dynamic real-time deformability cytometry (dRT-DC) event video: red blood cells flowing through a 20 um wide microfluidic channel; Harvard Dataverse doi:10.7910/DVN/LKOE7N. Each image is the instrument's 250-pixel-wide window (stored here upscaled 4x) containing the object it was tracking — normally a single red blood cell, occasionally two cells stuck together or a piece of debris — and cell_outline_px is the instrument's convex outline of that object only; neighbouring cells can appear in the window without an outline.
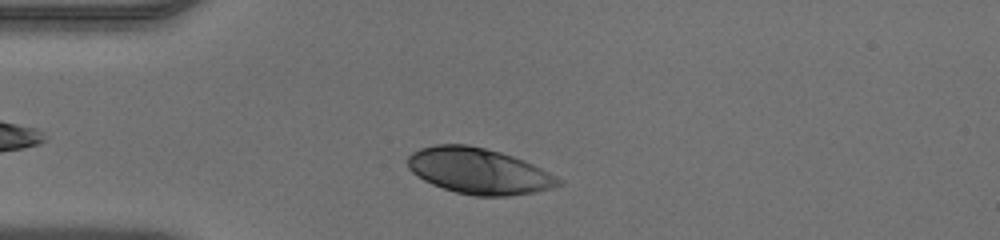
{"species": "human", "species_latin": "Homo sapiens", "temperature_condition": "warm", "stored_images_in_passage": 36, "camera_frame_rate_fps": 3000, "um_per_image_px": 0.085, "donor": {"sex": "male"}, "frame": {"image": 1, "passage_image": 4, "time_ms": 1.0, "image_size_px": [1000, 240], "cell_outline_px": [[564, 184], [552, 188], [536, 192], [508, 196], [472, 196], [456, 192], [432, 184], [424, 180], [412, 172], [408, 168], [408, 156], [412, 152], [420, 148], [436, 144], [468, 144], [500, 152], [524, 160], [564, 180]], "centroid_in_image_um": [40.71, 14.54], "position_along_channel_um": 44.3, "area_um2": 40.34}}
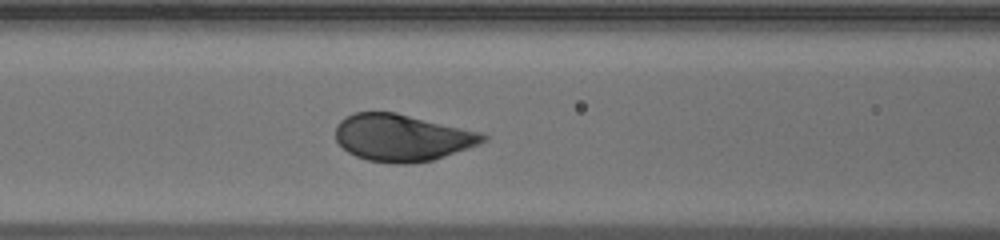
{"frame": {"image": 2, "passage_image": 12, "time_ms": 3.667, "image_size_px": [1000, 240], "cell_outline_px": [[488, 140], [480, 144], [432, 160], [408, 164], [396, 164], [368, 160], [356, 156], [348, 152], [336, 140], [336, 124], [340, 120], [356, 112], [396, 112], [484, 132], [488, 136]], "centroid_in_image_um": [34.22, 11.69], "position_along_channel_um": 132.4, "area_um2": 40.52}}
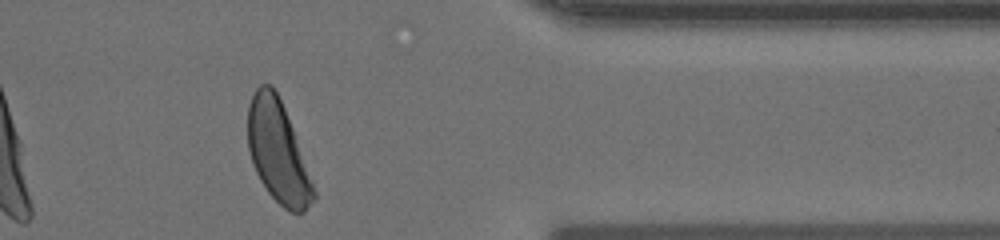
{"frame": {"image": 3, "passage_image": 32, "time_ms": 10.333, "image_size_px": [1000, 240], "cell_outline_px": [[316, 200], [304, 212], [288, 212], [268, 192], [260, 180], [252, 164], [248, 148], [248, 104], [256, 88], [260, 84], [272, 84], [284, 108], [292, 128], [312, 180], [316, 192]], "centroid_in_image_um": [23.61, 12.93], "position_along_channel_um": 387.8, "area_um2": 38.67}}